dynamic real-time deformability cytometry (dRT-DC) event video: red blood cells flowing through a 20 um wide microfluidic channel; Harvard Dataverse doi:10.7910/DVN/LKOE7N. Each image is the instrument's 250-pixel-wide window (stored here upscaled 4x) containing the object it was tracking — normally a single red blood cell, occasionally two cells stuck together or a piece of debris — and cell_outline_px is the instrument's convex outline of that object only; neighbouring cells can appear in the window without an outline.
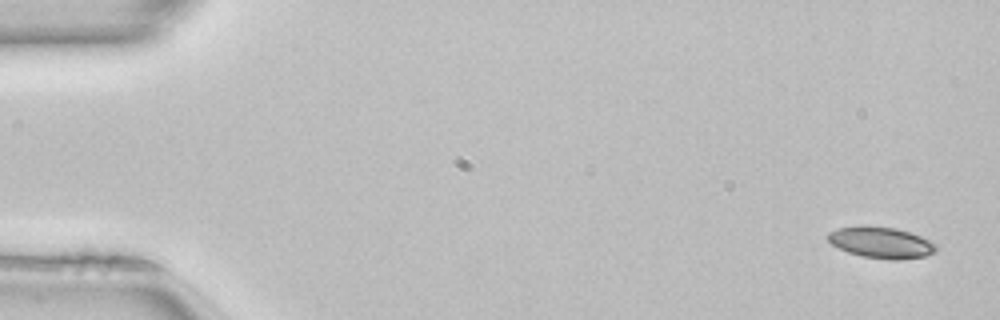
{"species": "common noctule bat (a hibernating species)", "species_latin": "Nyctalus noctula", "temperature_condition": "room temperature", "stored_images_in_passage": 49, "camera_frame_rate_fps": 3000, "um_per_image_px": 0.085, "animal": {"sex": "female", "body_mass_g": 22.7, "forearm_length_mm": 54.2}, "frame": {"image": 1, "passage_image": 1, "time_ms": 0.0, "image_size_px": [1000, 320], "cell_outline_px": [[936, 252], [924, 256], [896, 260], [892, 260], [864, 256], [848, 252], [832, 244], [828, 240], [828, 232], [836, 228], [856, 224], [860, 224], [896, 228], [920, 236], [936, 244]], "centroid_in_image_um": [74.85, 20.58], "position_along_channel_um": 10.1, "area_um2": 19.77}}
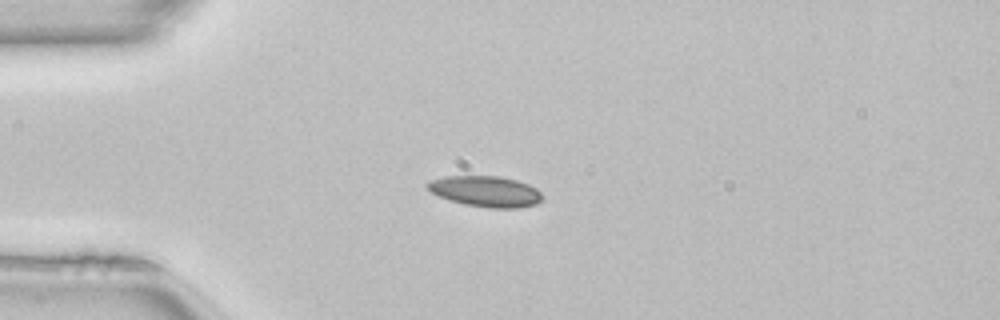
{"frame": {"image": 2, "passage_image": 12, "time_ms": 3.667, "image_size_px": [1000, 320], "cell_outline_px": [[544, 196], [536, 204], [520, 208], [488, 208], [464, 204], [448, 200], [432, 192], [424, 184], [432, 180], [444, 176], [500, 176], [516, 180], [528, 184], [536, 188]], "centroid_in_image_um": [41.29, 16.27], "position_along_channel_um": 43.7, "area_um2": 20.69}}
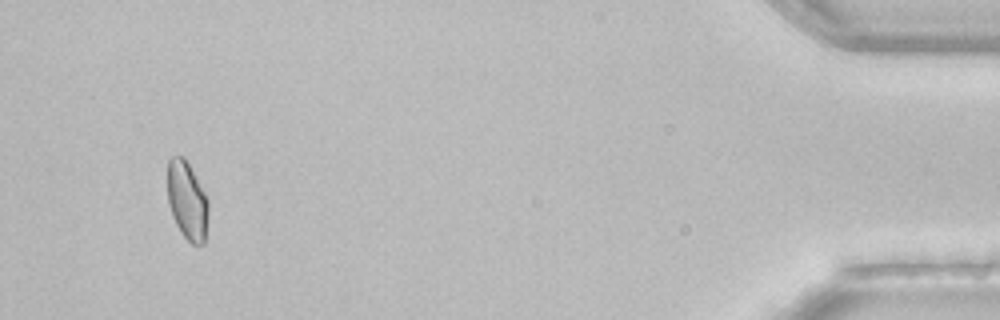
{"frame": {"image": 3, "passage_image": 47, "time_ms": 15.333, "image_size_px": [1000, 320], "cell_outline_px": [[208, 212], [204, 244], [192, 244], [180, 232], [172, 216], [168, 204], [168, 160], [172, 156], [184, 156], [204, 192], [208, 200]], "centroid_in_image_um": [15.9, 17.06], "position_along_channel_um": 419.3, "area_um2": 18.5}}